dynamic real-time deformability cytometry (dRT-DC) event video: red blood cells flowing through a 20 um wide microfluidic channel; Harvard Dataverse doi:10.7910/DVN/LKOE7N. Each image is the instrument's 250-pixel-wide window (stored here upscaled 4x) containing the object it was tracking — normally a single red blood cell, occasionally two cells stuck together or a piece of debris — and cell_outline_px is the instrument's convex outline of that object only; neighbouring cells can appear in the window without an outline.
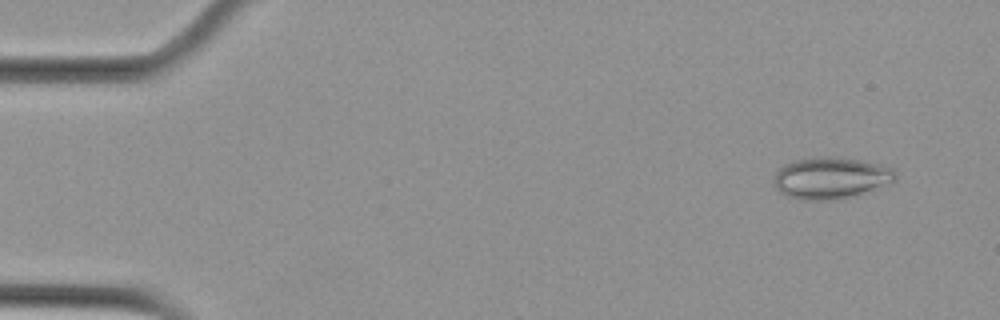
{"species": "Egyptian fruit bat (a non-hibernating species)", "species_latin": "Rousettus aegyptiacus", "temperature_condition": "cold", "stored_images_in_passage": 5, "camera_frame_rate_fps": 3000, "um_per_image_px": 0.085, "animal": {"sex": "female"}, "frame": {"image": 1, "passage_image": 1, "time_ms": 0.0, "image_size_px": [1000, 320], "cell_outline_px": [[896, 180], [852, 196], [836, 200], [800, 200], [788, 196], [780, 192], [776, 188], [776, 172], [784, 164], [796, 160], [828, 156], [856, 160], [880, 164], [896, 168]], "centroid_in_image_um": [70.63, 15.13], "position_along_channel_um": 14.4, "area_um2": 29.02}}